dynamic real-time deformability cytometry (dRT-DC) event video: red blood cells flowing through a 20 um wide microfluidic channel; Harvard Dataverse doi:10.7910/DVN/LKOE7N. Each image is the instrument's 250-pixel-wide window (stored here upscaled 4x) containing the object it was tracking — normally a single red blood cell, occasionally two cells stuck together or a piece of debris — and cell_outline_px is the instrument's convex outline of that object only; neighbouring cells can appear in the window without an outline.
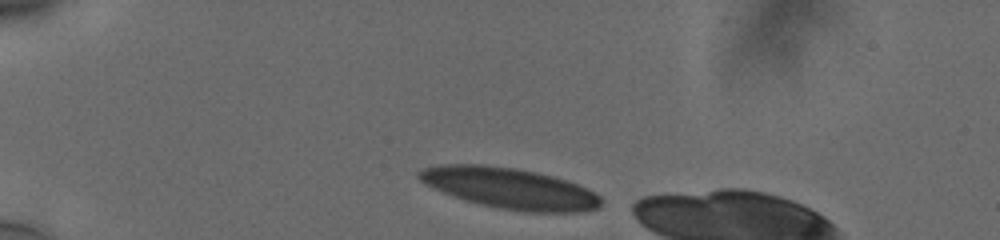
{"species": "human", "species_latin": "Homo sapiens", "temperature_condition": "cold", "stored_images_in_passage": 7, "camera_frame_rate_fps": 3000, "um_per_image_px": 0.085, "donor": {"sex": "male"}, "frame": {"image": 1, "passage_image": 1, "time_ms": 0.0, "image_size_px": [1000, 240], "cell_outline_px": [[600, 208], [584, 212], [524, 212], [500, 208], [480, 204], [464, 200], [432, 188], [424, 184], [416, 176], [416, 172], [424, 168], [440, 164], [484, 164], [516, 168], [536, 172], [552, 176], [576, 184], [600, 196]], "centroid_in_image_um": [43.27, 16.0], "position_along_channel_um": 41.7, "area_um2": 43.35}}
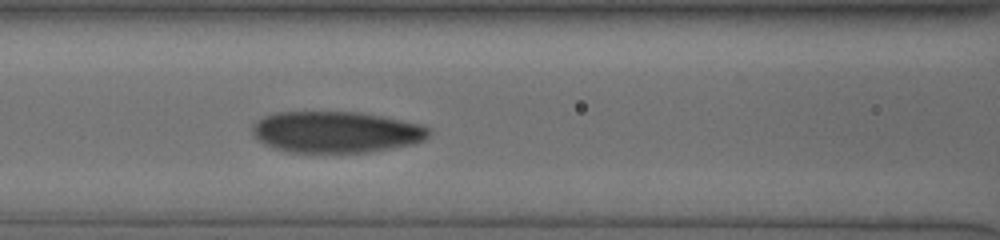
{"frame": {"image": 2, "passage_image": 7, "time_ms": 2.0, "image_size_px": [1000, 240], "cell_outline_px": [[432, 132], [424, 140], [416, 144], [372, 152], [284, 152], [272, 148], [256, 140], [252, 136], [252, 124], [256, 120], [264, 116], [276, 112], [356, 112], [380, 116], [420, 124], [432, 128]], "centroid_in_image_um": [28.54, 11.23], "position_along_channel_um": 138.1, "area_um2": 43.06}}